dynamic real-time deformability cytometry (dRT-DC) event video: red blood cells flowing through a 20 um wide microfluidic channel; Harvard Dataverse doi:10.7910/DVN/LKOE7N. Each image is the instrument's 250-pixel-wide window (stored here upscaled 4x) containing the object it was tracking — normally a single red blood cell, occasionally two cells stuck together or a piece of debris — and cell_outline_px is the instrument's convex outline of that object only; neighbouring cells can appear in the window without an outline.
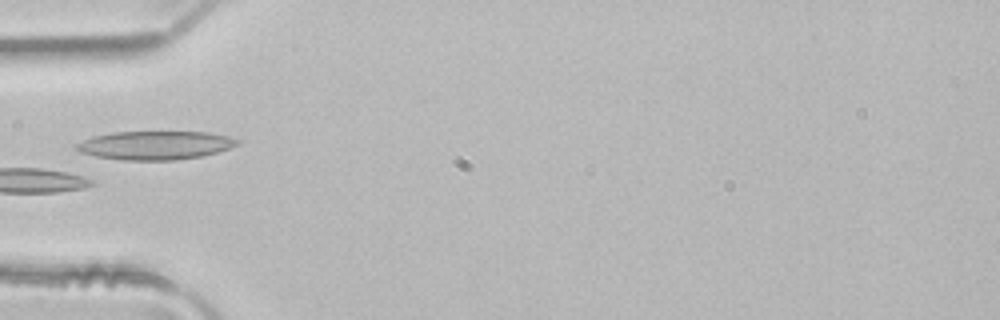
{"species": "common noctule bat (a hibernating species)", "species_latin": "Nyctalus noctula", "temperature_condition": "room temperature", "stored_images_in_passage": 3, "camera_frame_rate_fps": 3000, "um_per_image_px": 0.085, "animal": {"sex": "male", "body_mass_g": 21.5, "forearm_length_mm": 52.0}, "frame": {"image": 1, "passage_image": 3, "time_ms": 0.667, "image_size_px": [1000, 320], "cell_outline_px": [[240, 144], [216, 152], [200, 156], [176, 160], [120, 160], [96, 156], [80, 152], [72, 148], [72, 144], [92, 136], [112, 132], [208, 132], [228, 136], [240, 140]], "centroid_in_image_um": [13.12, 12.34], "position_along_channel_um": 71.9, "area_um2": 26.99}}